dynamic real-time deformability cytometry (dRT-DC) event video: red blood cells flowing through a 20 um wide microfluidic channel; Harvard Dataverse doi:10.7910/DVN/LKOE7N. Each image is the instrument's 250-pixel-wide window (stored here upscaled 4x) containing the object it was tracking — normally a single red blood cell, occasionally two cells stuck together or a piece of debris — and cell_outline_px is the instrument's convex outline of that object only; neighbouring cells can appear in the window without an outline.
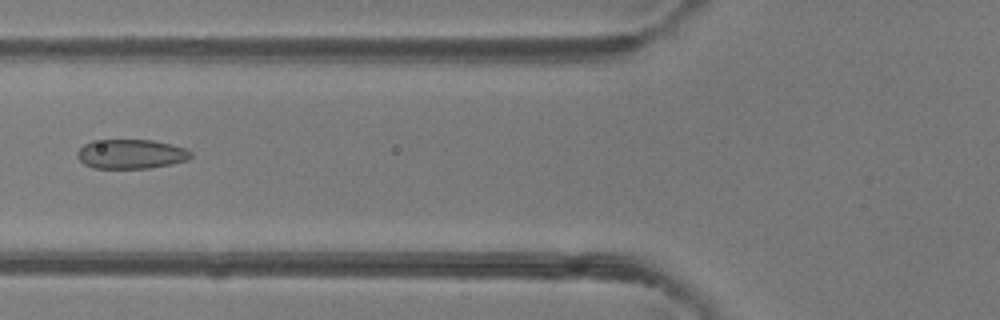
{"species": "common noctule bat (a hibernating species)", "species_latin": "Nyctalus noctula", "temperature_condition": "room temperature", "stored_images_in_passage": 3, "camera_frame_rate_fps": 3000, "um_per_image_px": 0.085, "animal": {"sex": "female"}, "frame": {"image": 1, "passage_image": 2, "time_ms": 0.333, "image_size_px": [1000, 320], "cell_outline_px": [[192, 156], [188, 160], [172, 164], [148, 168], [92, 168], [84, 164], [76, 156], [76, 152], [84, 144], [92, 140], [152, 140], [172, 144], [184, 148], [192, 152]], "centroid_in_image_um": [11.12, 13.09], "position_along_channel_um": 114.7, "area_um2": 19.59}}
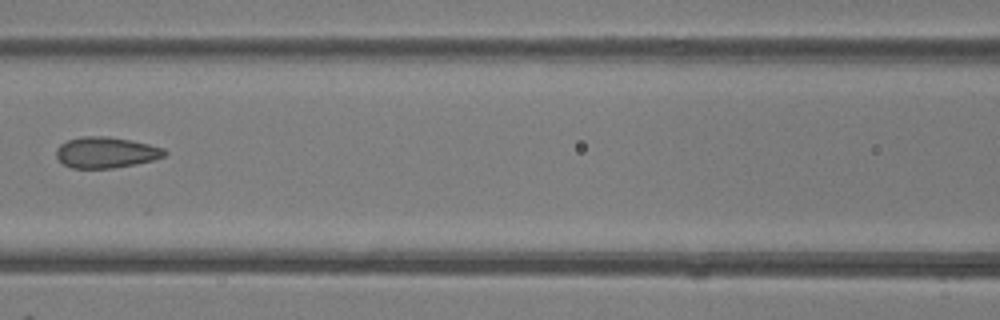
{"frame": {"image": 2, "passage_image": 3, "time_ms": 0.667, "image_size_px": [1000, 320], "cell_outline_px": [[168, 152], [164, 156], [152, 160], [136, 164], [112, 168], [72, 168], [64, 164], [56, 156], [56, 148], [60, 144], [68, 140], [84, 136], [108, 136], [148, 144], [164, 148]], "centroid_in_image_um": [9.0, 12.96], "position_along_channel_um": 157.6, "area_um2": 19.42}}